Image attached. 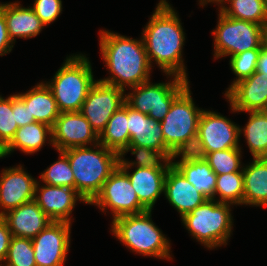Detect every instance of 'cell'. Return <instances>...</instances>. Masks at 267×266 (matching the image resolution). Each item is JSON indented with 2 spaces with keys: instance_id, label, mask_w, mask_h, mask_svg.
<instances>
[{
  "instance_id": "obj_1",
  "label": "cell",
  "mask_w": 267,
  "mask_h": 266,
  "mask_svg": "<svg viewBox=\"0 0 267 266\" xmlns=\"http://www.w3.org/2000/svg\"><path fill=\"white\" fill-rule=\"evenodd\" d=\"M142 34L150 65L153 59L166 74L187 79L181 59L185 35L177 13L166 0H160Z\"/></svg>"
},
{
  "instance_id": "obj_2",
  "label": "cell",
  "mask_w": 267,
  "mask_h": 266,
  "mask_svg": "<svg viewBox=\"0 0 267 266\" xmlns=\"http://www.w3.org/2000/svg\"><path fill=\"white\" fill-rule=\"evenodd\" d=\"M100 49L111 77L100 81L125 90L149 81L151 65L143 40L101 31Z\"/></svg>"
},
{
  "instance_id": "obj_3",
  "label": "cell",
  "mask_w": 267,
  "mask_h": 266,
  "mask_svg": "<svg viewBox=\"0 0 267 266\" xmlns=\"http://www.w3.org/2000/svg\"><path fill=\"white\" fill-rule=\"evenodd\" d=\"M93 150L88 146L64 150L73 171L75 190L89 204L100 192L104 182L118 167L120 155L101 144Z\"/></svg>"
},
{
  "instance_id": "obj_4",
  "label": "cell",
  "mask_w": 267,
  "mask_h": 266,
  "mask_svg": "<svg viewBox=\"0 0 267 266\" xmlns=\"http://www.w3.org/2000/svg\"><path fill=\"white\" fill-rule=\"evenodd\" d=\"M95 82L88 58L80 54L67 58L52 82L46 85L51 90L60 113H64L80 111Z\"/></svg>"
},
{
  "instance_id": "obj_5",
  "label": "cell",
  "mask_w": 267,
  "mask_h": 266,
  "mask_svg": "<svg viewBox=\"0 0 267 266\" xmlns=\"http://www.w3.org/2000/svg\"><path fill=\"white\" fill-rule=\"evenodd\" d=\"M112 232L132 252L170 259V242L151 220V211L120 216L112 221Z\"/></svg>"
},
{
  "instance_id": "obj_6",
  "label": "cell",
  "mask_w": 267,
  "mask_h": 266,
  "mask_svg": "<svg viewBox=\"0 0 267 266\" xmlns=\"http://www.w3.org/2000/svg\"><path fill=\"white\" fill-rule=\"evenodd\" d=\"M229 203L208 199L181 219L192 236L209 249L227 244L232 230Z\"/></svg>"
},
{
  "instance_id": "obj_7",
  "label": "cell",
  "mask_w": 267,
  "mask_h": 266,
  "mask_svg": "<svg viewBox=\"0 0 267 266\" xmlns=\"http://www.w3.org/2000/svg\"><path fill=\"white\" fill-rule=\"evenodd\" d=\"M213 30L216 58L234 56L251 49H260L266 42L267 28L257 23L226 16L221 10Z\"/></svg>"
},
{
  "instance_id": "obj_8",
  "label": "cell",
  "mask_w": 267,
  "mask_h": 266,
  "mask_svg": "<svg viewBox=\"0 0 267 266\" xmlns=\"http://www.w3.org/2000/svg\"><path fill=\"white\" fill-rule=\"evenodd\" d=\"M167 75L173 76L172 82L151 84L147 81L130 88L133 92L125 94V103L132 109L161 122L174 99L189 85L188 79L174 74Z\"/></svg>"
},
{
  "instance_id": "obj_9",
  "label": "cell",
  "mask_w": 267,
  "mask_h": 266,
  "mask_svg": "<svg viewBox=\"0 0 267 266\" xmlns=\"http://www.w3.org/2000/svg\"><path fill=\"white\" fill-rule=\"evenodd\" d=\"M189 88L188 85L174 99L168 113L160 122L165 145L171 152L198 133V122L203 110L195 107Z\"/></svg>"
},
{
  "instance_id": "obj_10",
  "label": "cell",
  "mask_w": 267,
  "mask_h": 266,
  "mask_svg": "<svg viewBox=\"0 0 267 266\" xmlns=\"http://www.w3.org/2000/svg\"><path fill=\"white\" fill-rule=\"evenodd\" d=\"M89 204L99 206L102 211L109 207L113 213V220L120 216L148 211L140 203L127 174L119 166L111 173L100 192Z\"/></svg>"
},
{
  "instance_id": "obj_11",
  "label": "cell",
  "mask_w": 267,
  "mask_h": 266,
  "mask_svg": "<svg viewBox=\"0 0 267 266\" xmlns=\"http://www.w3.org/2000/svg\"><path fill=\"white\" fill-rule=\"evenodd\" d=\"M124 92L122 88L100 80L91 87L79 112L98 135L105 129L116 110L125 104Z\"/></svg>"
},
{
  "instance_id": "obj_12",
  "label": "cell",
  "mask_w": 267,
  "mask_h": 266,
  "mask_svg": "<svg viewBox=\"0 0 267 266\" xmlns=\"http://www.w3.org/2000/svg\"><path fill=\"white\" fill-rule=\"evenodd\" d=\"M68 222L52 221L32 239L36 266H62L70 247Z\"/></svg>"
},
{
  "instance_id": "obj_13",
  "label": "cell",
  "mask_w": 267,
  "mask_h": 266,
  "mask_svg": "<svg viewBox=\"0 0 267 266\" xmlns=\"http://www.w3.org/2000/svg\"><path fill=\"white\" fill-rule=\"evenodd\" d=\"M92 142L96 146L99 135L79 111L60 113L52 127L51 144L57 151L83 147Z\"/></svg>"
},
{
  "instance_id": "obj_14",
  "label": "cell",
  "mask_w": 267,
  "mask_h": 266,
  "mask_svg": "<svg viewBox=\"0 0 267 266\" xmlns=\"http://www.w3.org/2000/svg\"><path fill=\"white\" fill-rule=\"evenodd\" d=\"M242 129L225 116L203 110L198 122V134L206 154L231 148H240L238 140Z\"/></svg>"
},
{
  "instance_id": "obj_15",
  "label": "cell",
  "mask_w": 267,
  "mask_h": 266,
  "mask_svg": "<svg viewBox=\"0 0 267 266\" xmlns=\"http://www.w3.org/2000/svg\"><path fill=\"white\" fill-rule=\"evenodd\" d=\"M37 181L27 174L22 166L3 169L0 177V216L29 202L35 197Z\"/></svg>"
},
{
  "instance_id": "obj_16",
  "label": "cell",
  "mask_w": 267,
  "mask_h": 266,
  "mask_svg": "<svg viewBox=\"0 0 267 266\" xmlns=\"http://www.w3.org/2000/svg\"><path fill=\"white\" fill-rule=\"evenodd\" d=\"M233 112L267 111V74L254 72L227 93Z\"/></svg>"
},
{
  "instance_id": "obj_17",
  "label": "cell",
  "mask_w": 267,
  "mask_h": 266,
  "mask_svg": "<svg viewBox=\"0 0 267 266\" xmlns=\"http://www.w3.org/2000/svg\"><path fill=\"white\" fill-rule=\"evenodd\" d=\"M38 185L39 183L37 182L34 200L54 222L71 223L69 216L75 206L76 200L79 199L88 204L75 189L47 184L40 188ZM37 193L40 194L37 195Z\"/></svg>"
},
{
  "instance_id": "obj_18",
  "label": "cell",
  "mask_w": 267,
  "mask_h": 266,
  "mask_svg": "<svg viewBox=\"0 0 267 266\" xmlns=\"http://www.w3.org/2000/svg\"><path fill=\"white\" fill-rule=\"evenodd\" d=\"M1 217L6 221L12 236L28 239H33L52 222L34 199L9 210Z\"/></svg>"
},
{
  "instance_id": "obj_19",
  "label": "cell",
  "mask_w": 267,
  "mask_h": 266,
  "mask_svg": "<svg viewBox=\"0 0 267 266\" xmlns=\"http://www.w3.org/2000/svg\"><path fill=\"white\" fill-rule=\"evenodd\" d=\"M163 193H165L169 203L180 213L181 218L207 200L172 165L167 170Z\"/></svg>"
},
{
  "instance_id": "obj_20",
  "label": "cell",
  "mask_w": 267,
  "mask_h": 266,
  "mask_svg": "<svg viewBox=\"0 0 267 266\" xmlns=\"http://www.w3.org/2000/svg\"><path fill=\"white\" fill-rule=\"evenodd\" d=\"M129 146H141L159 151H170L164 142L160 122L128 106Z\"/></svg>"
},
{
  "instance_id": "obj_21",
  "label": "cell",
  "mask_w": 267,
  "mask_h": 266,
  "mask_svg": "<svg viewBox=\"0 0 267 266\" xmlns=\"http://www.w3.org/2000/svg\"><path fill=\"white\" fill-rule=\"evenodd\" d=\"M121 169L127 174L140 203L148 211H152L156 200L164 192L168 169L137 167L132 174L127 171V168Z\"/></svg>"
},
{
  "instance_id": "obj_22",
  "label": "cell",
  "mask_w": 267,
  "mask_h": 266,
  "mask_svg": "<svg viewBox=\"0 0 267 266\" xmlns=\"http://www.w3.org/2000/svg\"><path fill=\"white\" fill-rule=\"evenodd\" d=\"M2 13L5 16L8 34L12 42L15 41V37L25 39L35 37L45 26L31 7L24 8L16 2L6 3Z\"/></svg>"
},
{
  "instance_id": "obj_23",
  "label": "cell",
  "mask_w": 267,
  "mask_h": 266,
  "mask_svg": "<svg viewBox=\"0 0 267 266\" xmlns=\"http://www.w3.org/2000/svg\"><path fill=\"white\" fill-rule=\"evenodd\" d=\"M242 171L243 204L267 206V157L254 158Z\"/></svg>"
},
{
  "instance_id": "obj_24",
  "label": "cell",
  "mask_w": 267,
  "mask_h": 266,
  "mask_svg": "<svg viewBox=\"0 0 267 266\" xmlns=\"http://www.w3.org/2000/svg\"><path fill=\"white\" fill-rule=\"evenodd\" d=\"M27 106L36 122L53 127L60 115L57 103L46 84L40 83L24 94H17Z\"/></svg>"
},
{
  "instance_id": "obj_25",
  "label": "cell",
  "mask_w": 267,
  "mask_h": 266,
  "mask_svg": "<svg viewBox=\"0 0 267 266\" xmlns=\"http://www.w3.org/2000/svg\"><path fill=\"white\" fill-rule=\"evenodd\" d=\"M47 134L52 142V127L41 122L21 126L11 142L3 149V156H7L17 148L28 154L39 151L46 141Z\"/></svg>"
},
{
  "instance_id": "obj_26",
  "label": "cell",
  "mask_w": 267,
  "mask_h": 266,
  "mask_svg": "<svg viewBox=\"0 0 267 266\" xmlns=\"http://www.w3.org/2000/svg\"><path fill=\"white\" fill-rule=\"evenodd\" d=\"M128 105L125 103L109 119L99 135V144L119 155L129 146Z\"/></svg>"
},
{
  "instance_id": "obj_27",
  "label": "cell",
  "mask_w": 267,
  "mask_h": 266,
  "mask_svg": "<svg viewBox=\"0 0 267 266\" xmlns=\"http://www.w3.org/2000/svg\"><path fill=\"white\" fill-rule=\"evenodd\" d=\"M174 166L207 200L215 199L217 175L210 168L206 160L191 163H175Z\"/></svg>"
},
{
  "instance_id": "obj_28",
  "label": "cell",
  "mask_w": 267,
  "mask_h": 266,
  "mask_svg": "<svg viewBox=\"0 0 267 266\" xmlns=\"http://www.w3.org/2000/svg\"><path fill=\"white\" fill-rule=\"evenodd\" d=\"M225 1L231 6H223ZM219 3L220 10L226 16L257 23L267 28V0H220Z\"/></svg>"
},
{
  "instance_id": "obj_29",
  "label": "cell",
  "mask_w": 267,
  "mask_h": 266,
  "mask_svg": "<svg viewBox=\"0 0 267 266\" xmlns=\"http://www.w3.org/2000/svg\"><path fill=\"white\" fill-rule=\"evenodd\" d=\"M243 128L248 147L254 158L267 157V111H250Z\"/></svg>"
},
{
  "instance_id": "obj_30",
  "label": "cell",
  "mask_w": 267,
  "mask_h": 266,
  "mask_svg": "<svg viewBox=\"0 0 267 266\" xmlns=\"http://www.w3.org/2000/svg\"><path fill=\"white\" fill-rule=\"evenodd\" d=\"M136 155V162H128L123 158L126 152ZM171 151H159L141 146H128L121 154L118 166L127 168L136 165L137 167H147L153 169H168L170 164ZM123 158V159H122ZM160 160V161H159ZM164 162V164L161 163Z\"/></svg>"
},
{
  "instance_id": "obj_31",
  "label": "cell",
  "mask_w": 267,
  "mask_h": 266,
  "mask_svg": "<svg viewBox=\"0 0 267 266\" xmlns=\"http://www.w3.org/2000/svg\"><path fill=\"white\" fill-rule=\"evenodd\" d=\"M219 194V202L243 204L244 185L243 172H233L217 175L215 196Z\"/></svg>"
},
{
  "instance_id": "obj_32",
  "label": "cell",
  "mask_w": 267,
  "mask_h": 266,
  "mask_svg": "<svg viewBox=\"0 0 267 266\" xmlns=\"http://www.w3.org/2000/svg\"><path fill=\"white\" fill-rule=\"evenodd\" d=\"M59 159L41 174L42 181L51 186H63L75 189V179L68 160L63 151Z\"/></svg>"
},
{
  "instance_id": "obj_33",
  "label": "cell",
  "mask_w": 267,
  "mask_h": 266,
  "mask_svg": "<svg viewBox=\"0 0 267 266\" xmlns=\"http://www.w3.org/2000/svg\"><path fill=\"white\" fill-rule=\"evenodd\" d=\"M241 149L231 148L207 153L206 161L216 175L243 172L241 168ZM241 169V171H240Z\"/></svg>"
},
{
  "instance_id": "obj_34",
  "label": "cell",
  "mask_w": 267,
  "mask_h": 266,
  "mask_svg": "<svg viewBox=\"0 0 267 266\" xmlns=\"http://www.w3.org/2000/svg\"><path fill=\"white\" fill-rule=\"evenodd\" d=\"M5 266H36L32 239L12 236Z\"/></svg>"
},
{
  "instance_id": "obj_35",
  "label": "cell",
  "mask_w": 267,
  "mask_h": 266,
  "mask_svg": "<svg viewBox=\"0 0 267 266\" xmlns=\"http://www.w3.org/2000/svg\"><path fill=\"white\" fill-rule=\"evenodd\" d=\"M260 49H251L231 56L230 67L237 76L226 93L239 81L250 77L256 72Z\"/></svg>"
},
{
  "instance_id": "obj_36",
  "label": "cell",
  "mask_w": 267,
  "mask_h": 266,
  "mask_svg": "<svg viewBox=\"0 0 267 266\" xmlns=\"http://www.w3.org/2000/svg\"><path fill=\"white\" fill-rule=\"evenodd\" d=\"M181 156L180 161L172 162L177 156ZM206 151L202 140L198 133L190 136L186 141L182 142L178 147H176L170 156V164L172 166L175 163H191L200 162L206 160Z\"/></svg>"
},
{
  "instance_id": "obj_37",
  "label": "cell",
  "mask_w": 267,
  "mask_h": 266,
  "mask_svg": "<svg viewBox=\"0 0 267 266\" xmlns=\"http://www.w3.org/2000/svg\"><path fill=\"white\" fill-rule=\"evenodd\" d=\"M12 111V95L4 99L0 96V147L4 149L13 139L19 128Z\"/></svg>"
},
{
  "instance_id": "obj_38",
  "label": "cell",
  "mask_w": 267,
  "mask_h": 266,
  "mask_svg": "<svg viewBox=\"0 0 267 266\" xmlns=\"http://www.w3.org/2000/svg\"><path fill=\"white\" fill-rule=\"evenodd\" d=\"M33 11L45 26L55 21L62 11L61 0H35Z\"/></svg>"
},
{
  "instance_id": "obj_39",
  "label": "cell",
  "mask_w": 267,
  "mask_h": 266,
  "mask_svg": "<svg viewBox=\"0 0 267 266\" xmlns=\"http://www.w3.org/2000/svg\"><path fill=\"white\" fill-rule=\"evenodd\" d=\"M12 111H15V118L18 127L36 122L29 112V106L17 95H12Z\"/></svg>"
},
{
  "instance_id": "obj_40",
  "label": "cell",
  "mask_w": 267,
  "mask_h": 266,
  "mask_svg": "<svg viewBox=\"0 0 267 266\" xmlns=\"http://www.w3.org/2000/svg\"><path fill=\"white\" fill-rule=\"evenodd\" d=\"M12 233L6 221L0 216V262L6 260Z\"/></svg>"
},
{
  "instance_id": "obj_41",
  "label": "cell",
  "mask_w": 267,
  "mask_h": 266,
  "mask_svg": "<svg viewBox=\"0 0 267 266\" xmlns=\"http://www.w3.org/2000/svg\"><path fill=\"white\" fill-rule=\"evenodd\" d=\"M13 43L8 34L5 16L2 13L0 14V56L11 52Z\"/></svg>"
},
{
  "instance_id": "obj_42",
  "label": "cell",
  "mask_w": 267,
  "mask_h": 266,
  "mask_svg": "<svg viewBox=\"0 0 267 266\" xmlns=\"http://www.w3.org/2000/svg\"><path fill=\"white\" fill-rule=\"evenodd\" d=\"M257 73L267 74V43L260 48V54L257 61Z\"/></svg>"
},
{
  "instance_id": "obj_43",
  "label": "cell",
  "mask_w": 267,
  "mask_h": 266,
  "mask_svg": "<svg viewBox=\"0 0 267 266\" xmlns=\"http://www.w3.org/2000/svg\"><path fill=\"white\" fill-rule=\"evenodd\" d=\"M200 1V4L203 6L205 4H207L208 2H216V3H219L220 0H199Z\"/></svg>"
},
{
  "instance_id": "obj_44",
  "label": "cell",
  "mask_w": 267,
  "mask_h": 266,
  "mask_svg": "<svg viewBox=\"0 0 267 266\" xmlns=\"http://www.w3.org/2000/svg\"><path fill=\"white\" fill-rule=\"evenodd\" d=\"M4 5H5V4H1V3H0V14H2V11H3V8H4Z\"/></svg>"
},
{
  "instance_id": "obj_45",
  "label": "cell",
  "mask_w": 267,
  "mask_h": 266,
  "mask_svg": "<svg viewBox=\"0 0 267 266\" xmlns=\"http://www.w3.org/2000/svg\"><path fill=\"white\" fill-rule=\"evenodd\" d=\"M4 157L3 156V149L0 147V158Z\"/></svg>"
}]
</instances>
